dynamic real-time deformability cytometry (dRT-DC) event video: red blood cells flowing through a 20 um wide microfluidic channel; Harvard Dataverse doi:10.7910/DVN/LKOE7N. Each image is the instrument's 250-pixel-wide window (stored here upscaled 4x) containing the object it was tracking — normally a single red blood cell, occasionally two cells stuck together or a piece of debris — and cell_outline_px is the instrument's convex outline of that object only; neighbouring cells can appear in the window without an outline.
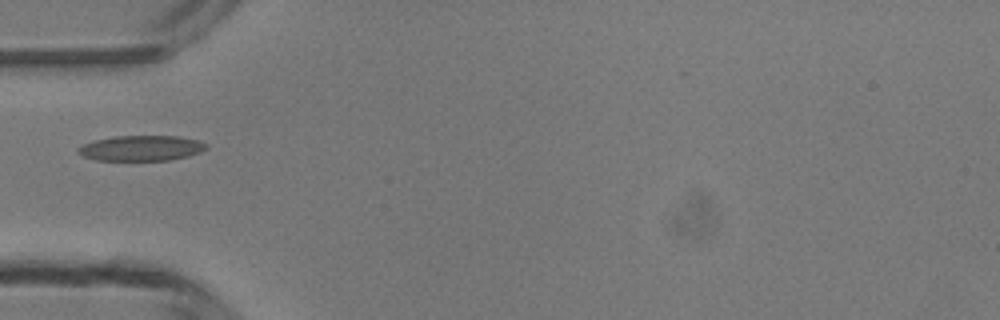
{"species": "common noctule bat (a hibernating species)", "species_latin": "Nyctalus noctula", "temperature_condition": "room temperature", "stored_images_in_passage": 33, "camera_frame_rate_fps": 3000, "um_per_image_px": 0.085, "animal": {"sex": "male", "body_mass_g": 13.3}, "frame": {"image": 1, "passage_image": 1, "time_ms": 0.0, "image_size_px": [1000, 320], "cell_outline_px": [[208, 148], [200, 152], [188, 156], [168, 160], [100, 160], [84, 156], [80, 152], [80, 148], [84, 144], [96, 140], [116, 136], [176, 136], [196, 140], [208, 144]], "centroid_in_image_um": [12.08, 12.59], "position_along_channel_um": 72.9, "area_um2": 18.5}}
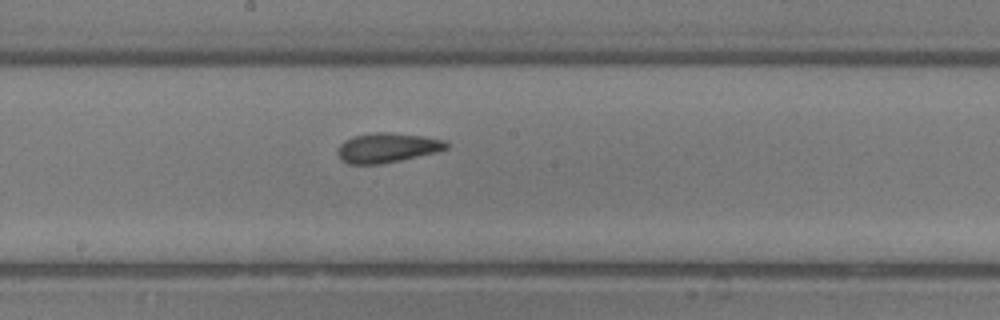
{"frame": {"image": 2, "passage_image": 11, "time_ms": 3.333, "image_size_px": [1000, 320], "cell_outline_px": [[448, 148], [436, 152], [400, 160], [380, 164], [348, 164], [340, 160], [336, 152], [340, 144], [344, 140], [352, 136], [376, 132], [388, 132], [424, 136], [444, 140], [448, 144]], "centroid_in_image_um": [32.86, 12.56], "position_along_channel_um": 215.3, "area_um2": 18.84}}
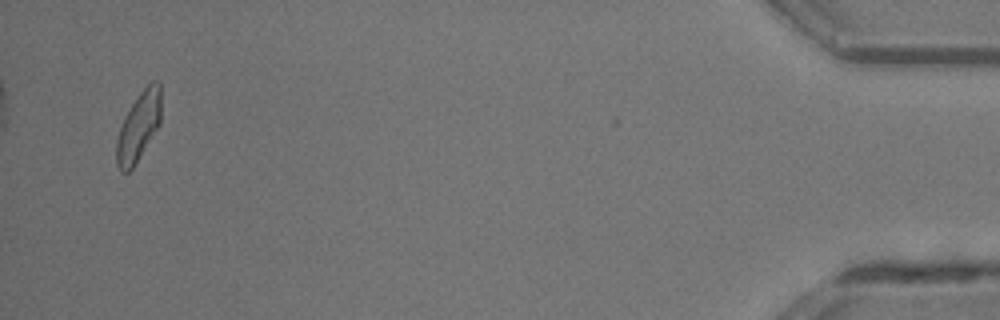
{"frame": {"image": 3, "passage_image": 32, "time_ms": 10.333, "image_size_px": [1000, 320], "cell_outline_px": [[160, 124], [132, 168], [128, 172], [120, 172], [116, 164], [116, 140], [124, 116], [140, 92], [152, 80], [160, 80]], "centroid_in_image_um": [11.77, 10.75], "position_along_channel_um": 423.4, "area_um2": 17.74}}